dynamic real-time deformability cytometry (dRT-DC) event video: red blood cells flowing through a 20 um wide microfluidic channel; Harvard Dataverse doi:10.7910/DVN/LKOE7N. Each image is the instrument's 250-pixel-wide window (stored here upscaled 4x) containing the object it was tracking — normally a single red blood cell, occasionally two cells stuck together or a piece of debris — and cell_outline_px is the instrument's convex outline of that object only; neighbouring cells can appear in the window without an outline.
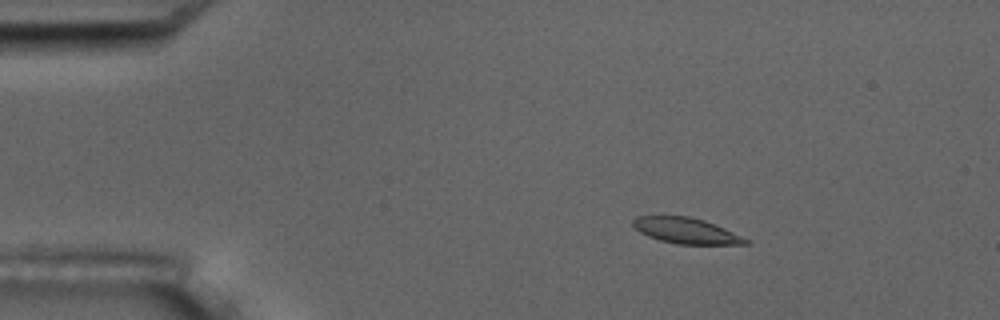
{"species": "common noctule bat (a hibernating species)", "species_latin": "Nyctalus noctula", "temperature_condition": "room temperature", "stored_images_in_passage": 3, "camera_frame_rate_fps": 3000, "um_per_image_px": 0.085, "animal": {"sex": "male", "body_mass_g": 17.5, "forearm_length_mm": 52.3}, "frame": {"image": 1, "passage_image": 1, "time_ms": 0.0, "image_size_px": [1000, 320], "cell_outline_px": [[752, 240], [748, 244], [676, 244], [660, 240], [648, 236], [640, 232], [632, 224], [632, 220], [636, 216], [688, 216], [704, 220], [724, 228]], "centroid_in_image_um": [58.34, 19.61], "position_along_channel_um": 26.7, "area_um2": 16.88}}